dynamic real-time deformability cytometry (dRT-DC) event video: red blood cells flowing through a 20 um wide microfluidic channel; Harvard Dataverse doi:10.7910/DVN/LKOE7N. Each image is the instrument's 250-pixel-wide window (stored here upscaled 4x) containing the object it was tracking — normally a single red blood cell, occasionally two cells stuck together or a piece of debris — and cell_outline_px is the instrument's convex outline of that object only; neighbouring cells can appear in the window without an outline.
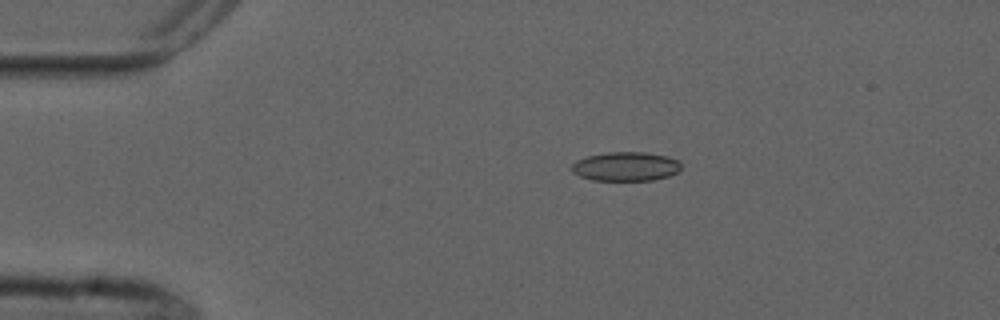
{"species": "common noctule bat (a hibernating species)", "species_latin": "Nyctalus noctula", "temperature_condition": "cold", "stored_images_in_passage": 3, "camera_frame_rate_fps": 3000, "um_per_image_px": 0.085, "animal": {"sex": "male", "forearm_length_mm": 52.5}, "frame": {"image": 1, "passage_image": 2, "time_ms": 1.0, "image_size_px": [1000, 320], "cell_outline_px": [[680, 172], [668, 176], [652, 180], [592, 180], [580, 176], [572, 172], [572, 164], [576, 160], [588, 156], [608, 152], [644, 152], [668, 156], [680, 160]], "centroid_in_image_um": [53.22, 14.14], "position_along_channel_um": 31.8, "area_um2": 18.61}}